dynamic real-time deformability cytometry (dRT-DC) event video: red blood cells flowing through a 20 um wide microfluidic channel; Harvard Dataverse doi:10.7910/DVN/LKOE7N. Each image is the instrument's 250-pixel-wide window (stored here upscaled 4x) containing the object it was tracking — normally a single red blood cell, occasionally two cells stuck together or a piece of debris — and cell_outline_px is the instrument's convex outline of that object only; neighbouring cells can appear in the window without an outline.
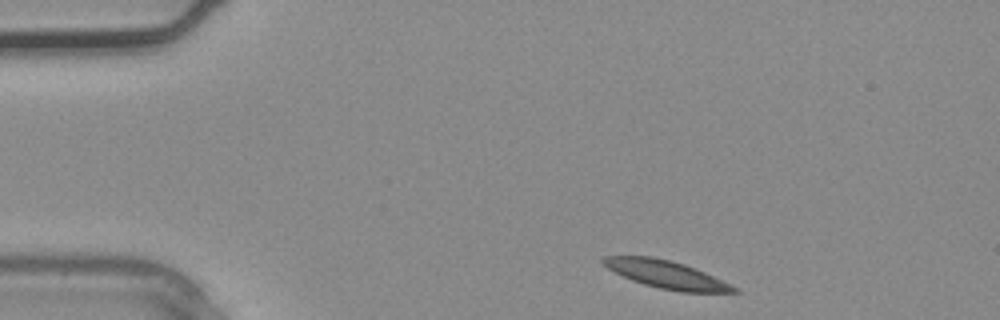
{"species": "common noctule bat (a hibernating species)", "species_latin": "Nyctalus noctula", "temperature_condition": "warm", "stored_images_in_passage": 3, "camera_frame_rate_fps": 3000, "um_per_image_px": 0.085, "animal": {"sex": "male", "body_mass_g": 20.4}, "frame": {"image": 1, "passage_image": 1, "time_ms": 0.0, "image_size_px": [1000, 320], "cell_outline_px": [[740, 292], [680, 292], [660, 288], [644, 284], [632, 280], [608, 268], [600, 260], [604, 256], [652, 256], [684, 264], [696, 268], [740, 288]], "centroid_in_image_um": [56.68, 23.33], "position_along_channel_um": 28.3, "area_um2": 20.98}}
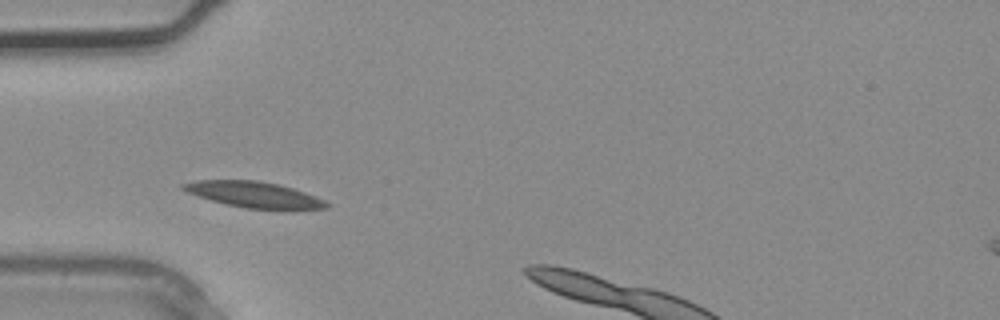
{"frame": {"image": 2, "passage_image": 2, "time_ms": 0.333, "image_size_px": [1000, 320], "cell_outline_px": [[332, 204], [328, 208], [248, 208], [228, 204], [212, 200], [188, 192], [180, 188], [180, 184], [196, 180], [256, 180], [276, 184], [292, 188], [304, 192], [324, 200]], "centroid_in_image_um": [21.56, 16.51], "position_along_channel_um": 63.4, "area_um2": 20.92}}